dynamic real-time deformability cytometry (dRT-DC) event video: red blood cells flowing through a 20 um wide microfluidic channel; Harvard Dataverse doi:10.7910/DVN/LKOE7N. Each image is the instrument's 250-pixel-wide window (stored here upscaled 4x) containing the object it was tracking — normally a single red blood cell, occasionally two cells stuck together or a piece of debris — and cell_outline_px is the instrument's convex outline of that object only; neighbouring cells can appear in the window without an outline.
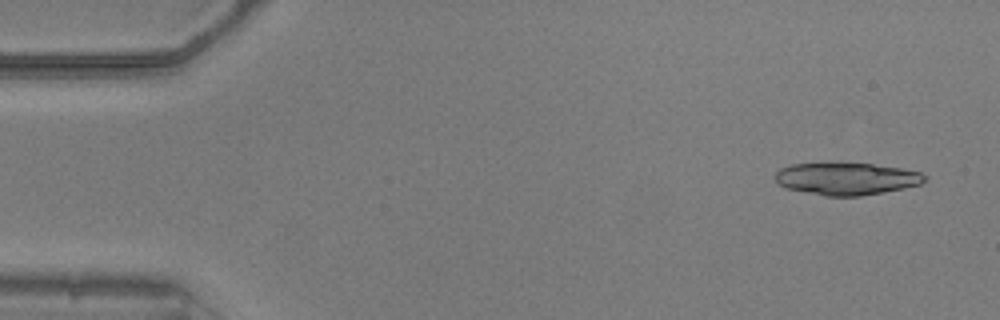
{"species": "common noctule bat (a hibernating species)", "species_latin": "Nyctalus noctula", "temperature_condition": "warm", "stored_images_in_passage": 16, "camera_frame_rate_fps": 3000, "um_per_image_px": 0.085, "animal": {"sex": "male", "body_mass_g": 20.5, "forearm_length_mm": 52.5}, "frame": {"image": 1, "passage_image": 3, "time_ms": 0.667, "image_size_px": [1000, 320], "cell_outline_px": [[928, 180], [920, 184], [904, 188], [860, 196], [824, 196], [784, 188], [776, 180], [776, 172], [780, 168], [792, 164], [828, 160], [872, 164], [900, 168], [920, 172], [928, 176]], "centroid_in_image_um": [71.92, 15.15], "position_along_channel_um": 13.1, "area_um2": 29.02}}